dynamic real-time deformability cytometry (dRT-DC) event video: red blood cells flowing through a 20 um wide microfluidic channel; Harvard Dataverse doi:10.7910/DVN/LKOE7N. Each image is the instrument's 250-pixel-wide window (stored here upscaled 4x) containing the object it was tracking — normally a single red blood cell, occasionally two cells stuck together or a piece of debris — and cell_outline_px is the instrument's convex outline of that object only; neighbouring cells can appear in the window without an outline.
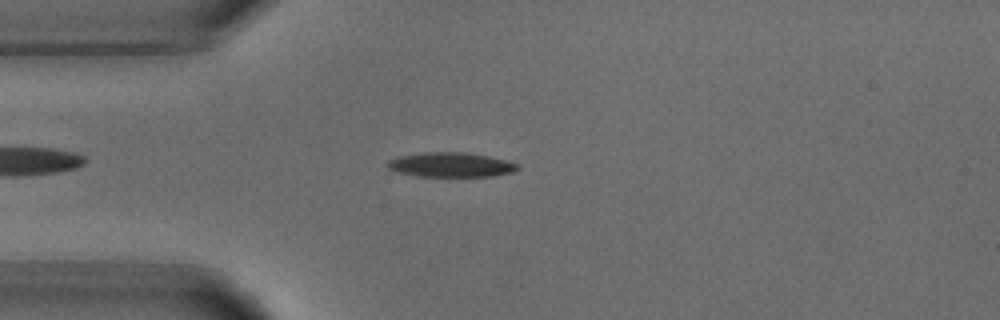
{"species": "common noctule bat (a hibernating species)", "species_latin": "Nyctalus noctula", "temperature_condition": "warm", "stored_images_in_passage": 49, "camera_frame_rate_fps": 3000, "um_per_image_px": 0.085, "animal": {"sex": "male", "body_mass_g": 18.8}, "frame": {"image": 1, "passage_image": 10, "time_ms": 3.0, "image_size_px": [1000, 320], "cell_outline_px": [[512, 168], [500, 172], [472, 176], [444, 176], [416, 172], [396, 168], [392, 164], [400, 160], [420, 156], [476, 156], [496, 160], [512, 164]], "centroid_in_image_um": [38.48, 14.07], "position_along_channel_um": 46.5, "area_um2": 13.24}}
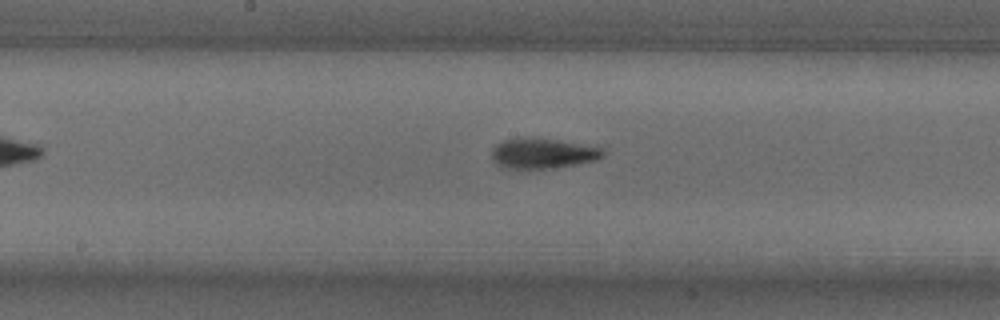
{"frame": {"image": 2, "passage_image": 23, "time_ms": 7.333, "image_size_px": [1000, 320], "cell_outline_px": [[596, 156], [576, 160], [552, 164], [524, 164], [508, 160], [500, 156], [500, 148], [520, 144], [544, 144], [572, 148], [596, 152]], "centroid_in_image_um": [46.17, 13.09], "position_along_channel_um": 202.0, "area_um2": 10.35}}
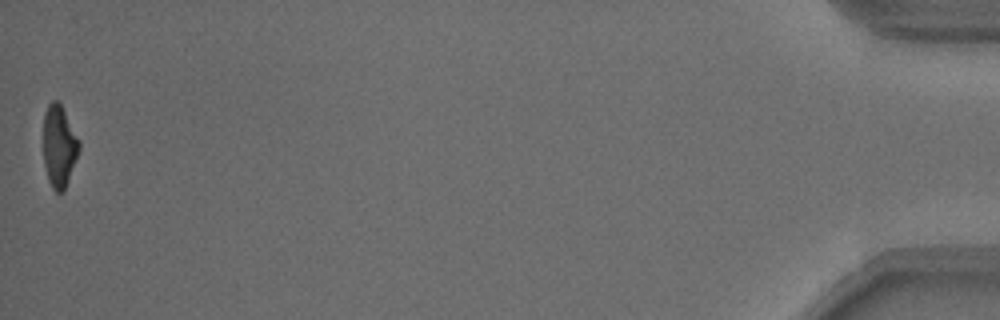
{"frame": {"image": 3, "passage_image": 49, "time_ms": 16.0, "image_size_px": [1000, 320], "cell_outline_px": [[76, 156], [64, 188], [60, 192], [52, 184], [48, 172], [44, 152], [44, 120], [48, 108], [52, 104], [60, 104], [76, 140]], "centroid_in_image_um": [4.98, 12.43], "position_along_channel_um": 430.2, "area_um2": 14.62}}